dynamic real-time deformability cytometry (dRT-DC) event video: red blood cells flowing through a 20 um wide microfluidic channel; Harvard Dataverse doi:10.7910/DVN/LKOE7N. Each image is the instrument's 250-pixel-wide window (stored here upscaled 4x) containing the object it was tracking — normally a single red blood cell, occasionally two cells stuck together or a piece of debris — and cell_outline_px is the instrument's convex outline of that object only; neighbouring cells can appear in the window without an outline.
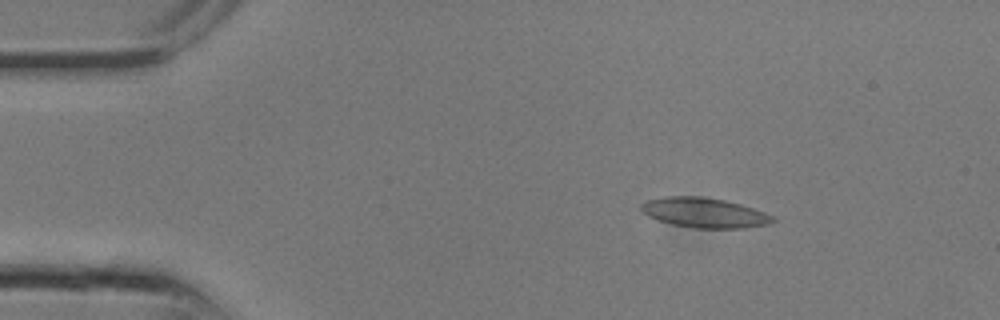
{"species": "common noctule bat (a hibernating species)", "species_latin": "Nyctalus noctula", "temperature_condition": "room temperature", "stored_images_in_passage": 10, "camera_frame_rate_fps": 3000, "um_per_image_px": 0.085, "animal": {"sex": "male", "body_mass_g": 13.3}, "frame": {"image": 1, "passage_image": 3, "time_ms": 0.667, "image_size_px": [1000, 320], "cell_outline_px": [[776, 220], [768, 224], [744, 228], [692, 228], [672, 224], [648, 216], [640, 212], [640, 204], [648, 200], [668, 196], [700, 196], [724, 200], [740, 204], [764, 212], [772, 216]], "centroid_in_image_um": [59.84, 18.08], "position_along_channel_um": 25.2, "area_um2": 22.83}}
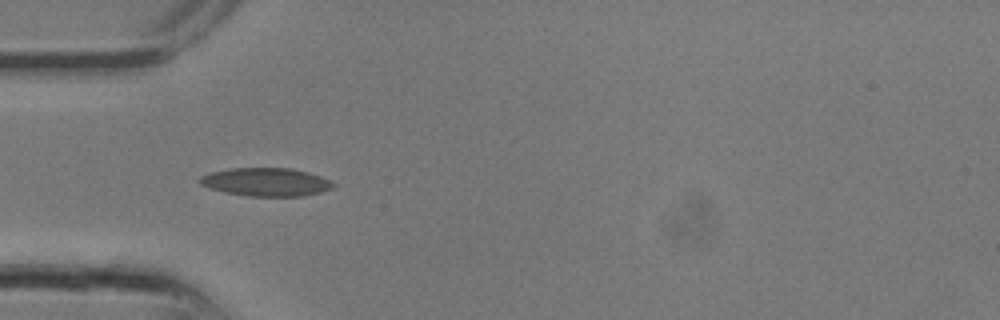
{"frame": {"image": 2, "passage_image": 7, "time_ms": 2.0, "image_size_px": [1000, 320], "cell_outline_px": [[336, 184], [332, 188], [320, 192], [304, 196], [248, 196], [224, 192], [208, 188], [200, 184], [196, 180], [200, 176], [212, 172], [228, 168], [292, 168], [308, 172], [320, 176]], "centroid_in_image_um": [22.57, 15.47], "position_along_channel_um": 62.4, "area_um2": 22.08}}
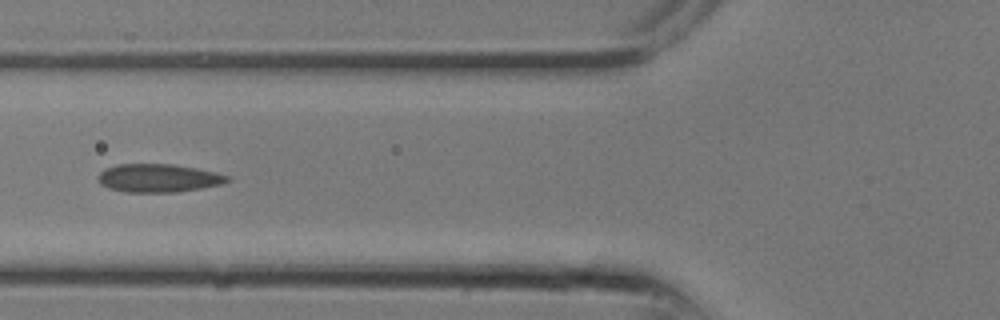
{"frame": {"image": 3, "passage_image": 9, "time_ms": 2.667, "image_size_px": [1000, 320], "cell_outline_px": [[232, 180], [224, 184], [176, 192], [124, 192], [108, 188], [100, 184], [96, 180], [96, 176], [104, 168], [116, 164], [172, 164], [196, 168], [216, 172], [232, 176]], "centroid_in_image_um": [13.46, 15.13], "position_along_channel_um": 112.3, "area_um2": 21.68}}